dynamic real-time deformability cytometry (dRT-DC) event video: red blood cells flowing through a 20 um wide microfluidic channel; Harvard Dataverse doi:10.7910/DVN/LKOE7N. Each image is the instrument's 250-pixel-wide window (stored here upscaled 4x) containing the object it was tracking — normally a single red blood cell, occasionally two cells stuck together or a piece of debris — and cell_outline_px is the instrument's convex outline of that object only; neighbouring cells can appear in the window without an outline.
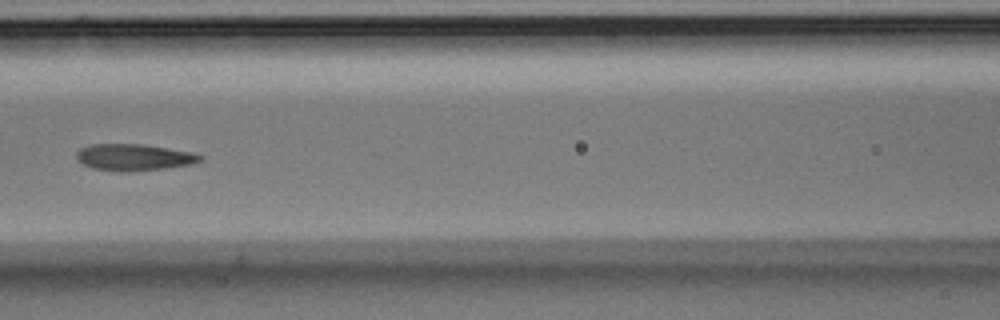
{"species": "Egyptian fruit bat (a non-hibernating species)", "species_latin": "Rousettus aegyptiacus", "temperature_condition": "room temperature", "stored_images_in_passage": 9, "camera_frame_rate_fps": 3000, "um_per_image_px": 0.085, "animal": {"sex": "male"}, "frame": {"image": 1, "passage_image": 6, "time_ms": 1.667, "image_size_px": [1000, 320], "cell_outline_px": [[204, 160], [192, 164], [164, 168], [92, 168], [76, 160], [76, 152], [80, 148], [88, 144], [144, 144], [192, 152], [204, 156]], "centroid_in_image_um": [11.42, 13.3], "position_along_channel_um": 155.2, "area_um2": 18.26}}
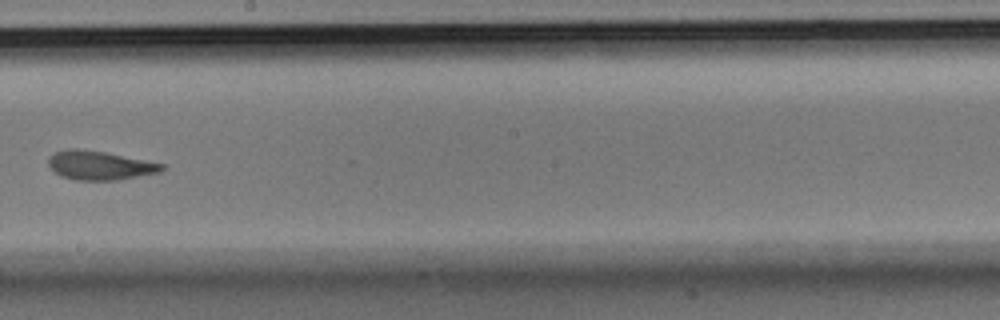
{"frame": {"image": 2, "passage_image": 8, "time_ms": 2.333, "image_size_px": [1000, 320], "cell_outline_px": [[164, 168], [160, 172], [120, 180], [76, 180], [60, 176], [48, 164], [48, 156], [56, 152], [68, 148], [76, 148], [104, 152], [164, 164]], "centroid_in_image_um": [8.46, 14.06], "position_along_channel_um": 239.7, "area_um2": 19.02}}
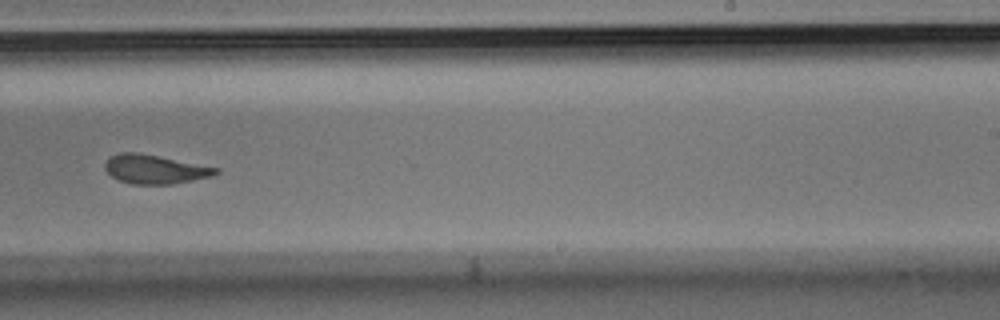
{"frame": {"image": 3, "passage_image": 9, "time_ms": 2.667, "image_size_px": [1000, 320], "cell_outline_px": [[220, 172], [212, 176], [172, 184], [132, 184], [120, 180], [112, 176], [104, 168], [104, 164], [112, 156], [120, 152], [136, 152], [220, 168]], "centroid_in_image_um": [13.18, 14.39], "position_along_channel_um": 275.8, "area_um2": 18.44}}